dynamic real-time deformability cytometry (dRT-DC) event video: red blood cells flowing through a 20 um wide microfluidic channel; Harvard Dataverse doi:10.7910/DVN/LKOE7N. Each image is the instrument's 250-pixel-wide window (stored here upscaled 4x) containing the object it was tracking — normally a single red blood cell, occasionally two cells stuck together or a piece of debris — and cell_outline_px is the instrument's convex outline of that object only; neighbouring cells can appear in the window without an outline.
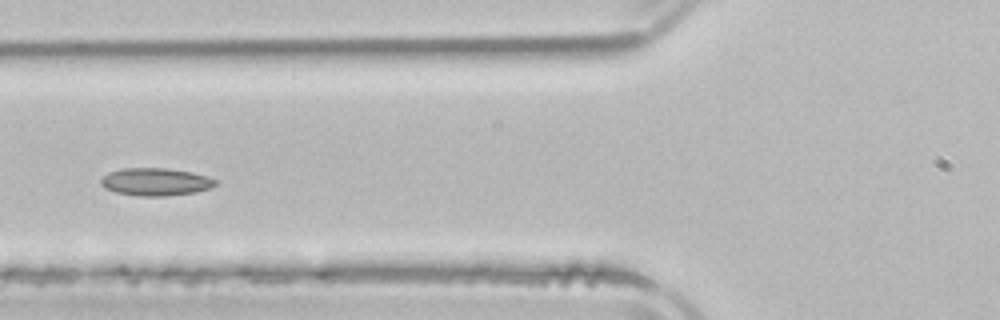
{"species": "common noctule bat (a hibernating species)", "species_latin": "Nyctalus noctula", "temperature_condition": "room temperature", "stored_images_in_passage": 4, "camera_frame_rate_fps": 3000, "um_per_image_px": 0.085, "animal": {"sex": "male", "body_mass_g": 21.5, "forearm_length_mm": 52.0}, "frame": {"image": 1, "passage_image": 4, "time_ms": 4.333, "image_size_px": [1000, 320], "cell_outline_px": [[220, 180], [212, 188], [196, 192], [164, 196], [136, 196], [116, 192], [104, 188], [100, 184], [100, 180], [104, 176], [112, 172], [124, 168], [164, 168], [188, 172], [208, 176]], "centroid_in_image_um": [13.26, 15.47], "position_along_channel_um": 112.5, "area_um2": 18.44}}